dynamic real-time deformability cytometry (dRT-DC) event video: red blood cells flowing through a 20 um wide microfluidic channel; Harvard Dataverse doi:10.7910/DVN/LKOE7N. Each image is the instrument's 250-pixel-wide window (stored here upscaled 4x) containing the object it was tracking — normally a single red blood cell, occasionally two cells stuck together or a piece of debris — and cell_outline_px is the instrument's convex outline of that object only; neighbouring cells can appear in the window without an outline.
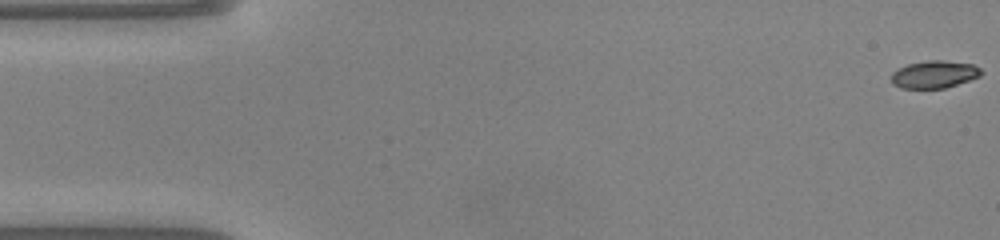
{"species": "common noctule bat (a hibernating species)", "species_latin": "Nyctalus noctula", "temperature_condition": "warm", "stored_images_in_passage": 49, "camera_frame_rate_fps": 3000, "um_per_image_px": 0.085, "animal": {"sex": "male", "body_mass_g": 20.0, "forearm_length_mm": 53.3}, "frame": {"image": 1, "passage_image": 1, "time_ms": 0.0, "image_size_px": [1000, 240], "cell_outline_px": [[984, 72], [980, 76], [944, 88], [900, 88], [892, 84], [892, 72], [908, 64], [928, 60], [944, 60], [972, 64], [980, 68]], "centroid_in_image_um": [79.42, 6.32], "position_along_channel_um": 5.6, "area_um2": 14.28}}
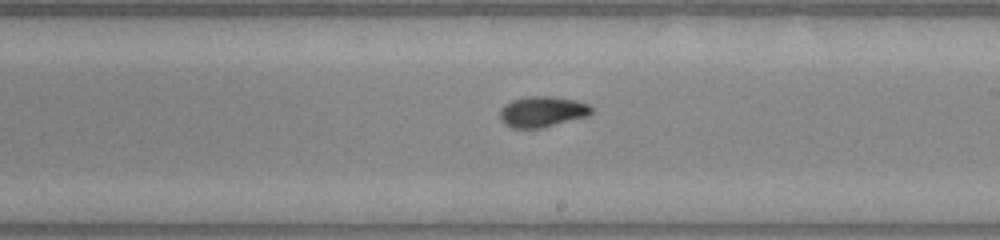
{"frame": {"image": 2, "passage_image": 28, "time_ms": 9.0, "image_size_px": [1000, 240], "cell_outline_px": [[592, 112], [588, 116], [540, 128], [512, 128], [504, 124], [500, 120], [500, 112], [504, 104], [512, 100], [528, 96], [552, 96], [576, 100], [588, 104], [592, 108]], "centroid_in_image_um": [46.08, 9.49], "position_along_channel_um": 242.9, "area_um2": 16.42}}
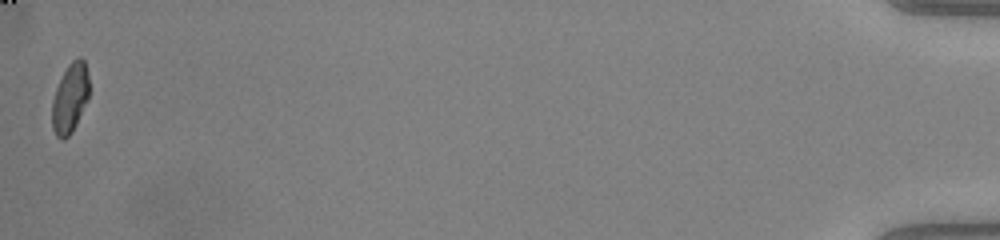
{"frame": {"image": 3, "passage_image": 49, "time_ms": 16.0, "image_size_px": [1000, 240], "cell_outline_px": [[88, 100], [72, 132], [64, 140], [60, 140], [56, 136], [52, 128], [52, 100], [56, 88], [68, 64], [72, 60], [80, 56], [84, 60], [88, 76]], "centroid_in_image_um": [5.94, 8.36], "position_along_channel_um": 429.3, "area_um2": 15.03}, "authors_computed_cell_mechanics": {"area_um2": 15.606, "velocity_mm_per_s": 4.1332, "shape_relaxation_time_tau1_ms": 4.932, "shape_relaxation_time_tau2_ms": 1.9324, "deformation_change_tau1": 0.1952, "deformation_change_tau2": 0.0562}}